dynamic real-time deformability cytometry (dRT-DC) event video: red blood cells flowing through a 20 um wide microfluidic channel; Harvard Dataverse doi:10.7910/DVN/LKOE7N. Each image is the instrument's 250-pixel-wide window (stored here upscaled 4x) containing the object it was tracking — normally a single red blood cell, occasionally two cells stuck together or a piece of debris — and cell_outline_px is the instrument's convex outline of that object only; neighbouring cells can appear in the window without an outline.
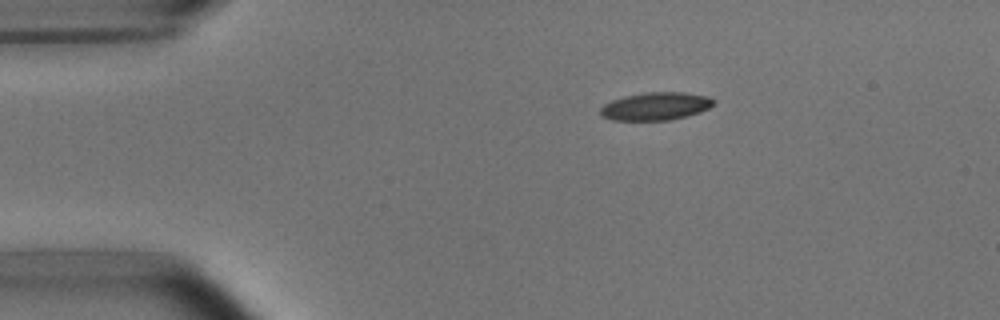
{"species": "common noctule bat (a hibernating species)", "species_latin": "Nyctalus noctula", "temperature_condition": "room temperature", "stored_images_in_passage": 5, "camera_frame_rate_fps": 3000, "um_per_image_px": 0.085, "animal": {"sex": "male", "body_mass_g": 15.6}, "frame": {"image": 1, "passage_image": 5, "time_ms": 4.667, "image_size_px": [1000, 320], "cell_outline_px": [[716, 104], [700, 112], [668, 120], [612, 120], [600, 116], [600, 108], [604, 104], [612, 100], [624, 96], [648, 92], [684, 92], [708, 96], [716, 100]], "centroid_in_image_um": [55.74, 9.02], "position_along_channel_um": 29.3, "area_um2": 18.44}}